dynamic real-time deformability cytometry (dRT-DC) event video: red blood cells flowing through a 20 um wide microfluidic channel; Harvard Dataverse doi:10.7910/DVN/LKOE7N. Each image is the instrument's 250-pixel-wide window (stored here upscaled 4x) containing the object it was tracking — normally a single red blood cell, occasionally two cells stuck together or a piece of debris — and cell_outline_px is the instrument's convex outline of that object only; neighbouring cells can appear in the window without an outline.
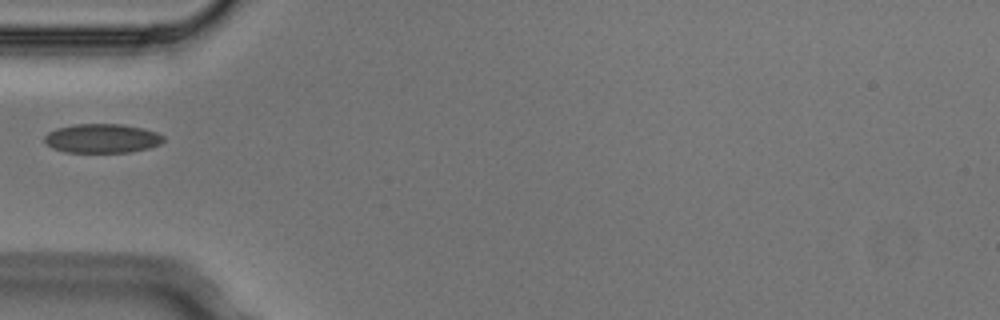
{"species": "Egyptian fruit bat (a non-hibernating species)", "species_latin": "Rousettus aegyptiacus", "temperature_condition": "cold", "stored_images_in_passage": 1, "camera_frame_rate_fps": 3000, "um_per_image_px": 0.085, "animal": {"sex": "male"}, "frame": {"image": 1, "passage_image": 1, "time_ms": 0.0, "image_size_px": [1000, 320], "cell_outline_px": [[164, 140], [160, 144], [148, 148], [128, 152], [64, 152], [52, 148], [44, 140], [44, 136], [48, 132], [56, 128], [76, 124], [120, 124], [140, 128], [156, 132], [164, 136]], "centroid_in_image_um": [8.65, 11.76], "position_along_channel_um": 76.3, "area_um2": 20.06}}